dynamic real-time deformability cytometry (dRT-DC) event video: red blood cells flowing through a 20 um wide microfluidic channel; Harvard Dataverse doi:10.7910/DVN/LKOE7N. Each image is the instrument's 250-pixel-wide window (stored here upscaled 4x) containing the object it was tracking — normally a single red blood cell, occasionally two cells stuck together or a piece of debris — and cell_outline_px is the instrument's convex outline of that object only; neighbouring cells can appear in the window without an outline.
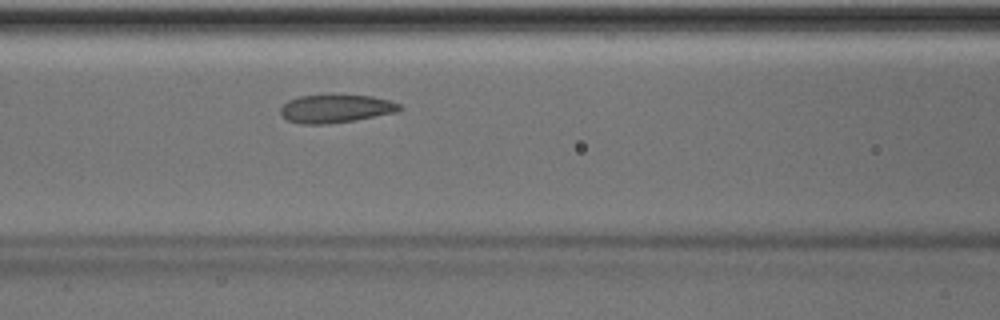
{"species": "Egyptian fruit bat (a non-hibernating species)", "species_latin": "Rousettus aegyptiacus", "temperature_condition": "room temperature", "stored_images_in_passage": 42, "camera_frame_rate_fps": 3000, "um_per_image_px": 0.085, "animal": {"sex": "male"}, "frame": {"image": 1, "passage_image": 13, "time_ms": 4.0, "image_size_px": [1000, 320], "cell_outline_px": [[404, 108], [396, 112], [356, 120], [328, 124], [300, 124], [288, 120], [280, 112], [280, 108], [288, 100], [300, 96], [372, 96], [388, 100], [400, 104]], "centroid_in_image_um": [28.55, 9.25], "position_along_channel_um": 138.1, "area_um2": 19.25}, "authors_computed_cell_mechanics": {"area_um2": 20.1433, "velocity_mm_per_s": 3.975, "shape_relaxation_time_tau1_ms": 3.956, "shape_relaxation_time_tau2_ms": 1.6542, "deformation_change_tau1": 0.1007, "deformation_change_tau2": 0.0585}}